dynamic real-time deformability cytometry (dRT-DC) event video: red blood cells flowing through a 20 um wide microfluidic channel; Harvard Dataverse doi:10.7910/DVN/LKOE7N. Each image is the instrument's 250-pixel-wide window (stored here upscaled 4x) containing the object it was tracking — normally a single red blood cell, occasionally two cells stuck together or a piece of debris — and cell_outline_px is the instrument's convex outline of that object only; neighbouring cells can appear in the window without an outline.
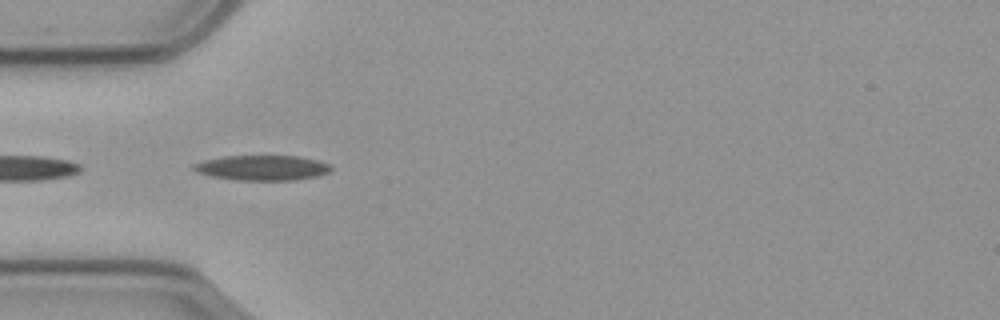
{"species": "common noctule bat (a hibernating species)", "species_latin": "Nyctalus noctula", "temperature_condition": "cold", "stored_images_in_passage": 9, "camera_frame_rate_fps": 3000, "um_per_image_px": 0.085, "animal": {"sex": "male", "body_mass_g": 23.1, "forearm_length_mm": 52.7}, "frame": {"image": 1, "passage_image": 1, "time_ms": 0.0, "image_size_px": [1000, 320], "cell_outline_px": [[332, 168], [328, 172], [320, 176], [292, 180], [236, 180], [212, 176], [196, 172], [192, 168], [192, 164], [204, 160], [224, 156], [300, 156], [332, 164]], "centroid_in_image_um": [22.3, 14.26], "position_along_channel_um": 62.7, "area_um2": 20.17}}